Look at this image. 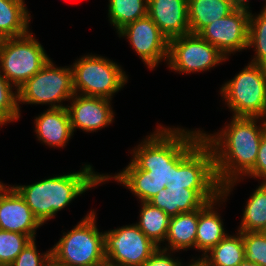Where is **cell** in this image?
<instances>
[{
  "label": "cell",
  "instance_id": "obj_1",
  "mask_svg": "<svg viewBox=\"0 0 266 266\" xmlns=\"http://www.w3.org/2000/svg\"><path fill=\"white\" fill-rule=\"evenodd\" d=\"M203 137L201 130L157 126L131 151L133 158L122 171L104 182L114 179L129 189L140 202H148L161 189L172 183L174 165Z\"/></svg>",
  "mask_w": 266,
  "mask_h": 266
},
{
  "label": "cell",
  "instance_id": "obj_2",
  "mask_svg": "<svg viewBox=\"0 0 266 266\" xmlns=\"http://www.w3.org/2000/svg\"><path fill=\"white\" fill-rule=\"evenodd\" d=\"M258 120L262 121L257 126ZM265 128L264 118L233 116L220 132L202 131L205 142L213 150L216 176L225 196L254 167Z\"/></svg>",
  "mask_w": 266,
  "mask_h": 266
},
{
  "label": "cell",
  "instance_id": "obj_3",
  "mask_svg": "<svg viewBox=\"0 0 266 266\" xmlns=\"http://www.w3.org/2000/svg\"><path fill=\"white\" fill-rule=\"evenodd\" d=\"M93 169L90 164L85 163L81 170L75 173L49 177L30 185L12 187L44 225L79 195L104 183V174H99Z\"/></svg>",
  "mask_w": 266,
  "mask_h": 266
},
{
  "label": "cell",
  "instance_id": "obj_4",
  "mask_svg": "<svg viewBox=\"0 0 266 266\" xmlns=\"http://www.w3.org/2000/svg\"><path fill=\"white\" fill-rule=\"evenodd\" d=\"M51 254L63 266H93L106 261L104 233L96 225V211L91 210L72 230L63 232L51 248Z\"/></svg>",
  "mask_w": 266,
  "mask_h": 266
},
{
  "label": "cell",
  "instance_id": "obj_5",
  "mask_svg": "<svg viewBox=\"0 0 266 266\" xmlns=\"http://www.w3.org/2000/svg\"><path fill=\"white\" fill-rule=\"evenodd\" d=\"M234 117L266 119V66L248 63L220 88Z\"/></svg>",
  "mask_w": 266,
  "mask_h": 266
},
{
  "label": "cell",
  "instance_id": "obj_6",
  "mask_svg": "<svg viewBox=\"0 0 266 266\" xmlns=\"http://www.w3.org/2000/svg\"><path fill=\"white\" fill-rule=\"evenodd\" d=\"M75 94L112 100L128 82L120 65L96 55H85L71 65Z\"/></svg>",
  "mask_w": 266,
  "mask_h": 266
},
{
  "label": "cell",
  "instance_id": "obj_7",
  "mask_svg": "<svg viewBox=\"0 0 266 266\" xmlns=\"http://www.w3.org/2000/svg\"><path fill=\"white\" fill-rule=\"evenodd\" d=\"M50 60L30 32L0 41V72L18 90Z\"/></svg>",
  "mask_w": 266,
  "mask_h": 266
},
{
  "label": "cell",
  "instance_id": "obj_8",
  "mask_svg": "<svg viewBox=\"0 0 266 266\" xmlns=\"http://www.w3.org/2000/svg\"><path fill=\"white\" fill-rule=\"evenodd\" d=\"M74 94L71 66L57 67L50 59L18 89V105L48 104L49 109L62 108L66 107L62 102Z\"/></svg>",
  "mask_w": 266,
  "mask_h": 266
},
{
  "label": "cell",
  "instance_id": "obj_9",
  "mask_svg": "<svg viewBox=\"0 0 266 266\" xmlns=\"http://www.w3.org/2000/svg\"><path fill=\"white\" fill-rule=\"evenodd\" d=\"M228 58L199 34H186L169 40L167 65L178 73L207 71Z\"/></svg>",
  "mask_w": 266,
  "mask_h": 266
},
{
  "label": "cell",
  "instance_id": "obj_10",
  "mask_svg": "<svg viewBox=\"0 0 266 266\" xmlns=\"http://www.w3.org/2000/svg\"><path fill=\"white\" fill-rule=\"evenodd\" d=\"M222 189L212 148L202 137L175 165L172 183L166 188Z\"/></svg>",
  "mask_w": 266,
  "mask_h": 266
},
{
  "label": "cell",
  "instance_id": "obj_11",
  "mask_svg": "<svg viewBox=\"0 0 266 266\" xmlns=\"http://www.w3.org/2000/svg\"><path fill=\"white\" fill-rule=\"evenodd\" d=\"M104 244L106 261L118 266H141L159 248L137 224L105 231Z\"/></svg>",
  "mask_w": 266,
  "mask_h": 266
},
{
  "label": "cell",
  "instance_id": "obj_12",
  "mask_svg": "<svg viewBox=\"0 0 266 266\" xmlns=\"http://www.w3.org/2000/svg\"><path fill=\"white\" fill-rule=\"evenodd\" d=\"M249 6V1H243L228 16L208 24L198 34L227 58L231 53L247 50Z\"/></svg>",
  "mask_w": 266,
  "mask_h": 266
},
{
  "label": "cell",
  "instance_id": "obj_13",
  "mask_svg": "<svg viewBox=\"0 0 266 266\" xmlns=\"http://www.w3.org/2000/svg\"><path fill=\"white\" fill-rule=\"evenodd\" d=\"M117 34L129 40L149 69H154L161 60L168 61L169 40L148 15L127 24Z\"/></svg>",
  "mask_w": 266,
  "mask_h": 266
},
{
  "label": "cell",
  "instance_id": "obj_14",
  "mask_svg": "<svg viewBox=\"0 0 266 266\" xmlns=\"http://www.w3.org/2000/svg\"><path fill=\"white\" fill-rule=\"evenodd\" d=\"M70 101L71 105L66 108L73 133L76 128L84 132H96L109 126L114 120L109 99L74 94Z\"/></svg>",
  "mask_w": 266,
  "mask_h": 266
},
{
  "label": "cell",
  "instance_id": "obj_15",
  "mask_svg": "<svg viewBox=\"0 0 266 266\" xmlns=\"http://www.w3.org/2000/svg\"><path fill=\"white\" fill-rule=\"evenodd\" d=\"M42 226L25 200L11 186L0 187V229L28 235L36 239V230Z\"/></svg>",
  "mask_w": 266,
  "mask_h": 266
},
{
  "label": "cell",
  "instance_id": "obj_16",
  "mask_svg": "<svg viewBox=\"0 0 266 266\" xmlns=\"http://www.w3.org/2000/svg\"><path fill=\"white\" fill-rule=\"evenodd\" d=\"M147 15L168 40L191 33L188 0H148Z\"/></svg>",
  "mask_w": 266,
  "mask_h": 266
},
{
  "label": "cell",
  "instance_id": "obj_17",
  "mask_svg": "<svg viewBox=\"0 0 266 266\" xmlns=\"http://www.w3.org/2000/svg\"><path fill=\"white\" fill-rule=\"evenodd\" d=\"M34 124L38 140L50 147L64 148L74 134L66 107L48 108L35 118Z\"/></svg>",
  "mask_w": 266,
  "mask_h": 266
},
{
  "label": "cell",
  "instance_id": "obj_18",
  "mask_svg": "<svg viewBox=\"0 0 266 266\" xmlns=\"http://www.w3.org/2000/svg\"><path fill=\"white\" fill-rule=\"evenodd\" d=\"M227 196L223 193L215 200L206 202L199 209L195 249L202 251V257L215 247L228 233H225L223 219L217 212L216 204L225 202ZM220 200V201H219Z\"/></svg>",
  "mask_w": 266,
  "mask_h": 266
},
{
  "label": "cell",
  "instance_id": "obj_19",
  "mask_svg": "<svg viewBox=\"0 0 266 266\" xmlns=\"http://www.w3.org/2000/svg\"><path fill=\"white\" fill-rule=\"evenodd\" d=\"M242 0H188L189 27L198 34L205 26L232 13Z\"/></svg>",
  "mask_w": 266,
  "mask_h": 266
},
{
  "label": "cell",
  "instance_id": "obj_20",
  "mask_svg": "<svg viewBox=\"0 0 266 266\" xmlns=\"http://www.w3.org/2000/svg\"><path fill=\"white\" fill-rule=\"evenodd\" d=\"M198 216L199 209L172 216L165 239L168 245L162 246L163 249L170 250L172 253L189 248L195 249Z\"/></svg>",
  "mask_w": 266,
  "mask_h": 266
},
{
  "label": "cell",
  "instance_id": "obj_21",
  "mask_svg": "<svg viewBox=\"0 0 266 266\" xmlns=\"http://www.w3.org/2000/svg\"><path fill=\"white\" fill-rule=\"evenodd\" d=\"M30 19L24 0H0V39L27 34Z\"/></svg>",
  "mask_w": 266,
  "mask_h": 266
},
{
  "label": "cell",
  "instance_id": "obj_22",
  "mask_svg": "<svg viewBox=\"0 0 266 266\" xmlns=\"http://www.w3.org/2000/svg\"><path fill=\"white\" fill-rule=\"evenodd\" d=\"M236 234H227L203 256L210 266H236L245 259L242 234L240 231Z\"/></svg>",
  "mask_w": 266,
  "mask_h": 266
},
{
  "label": "cell",
  "instance_id": "obj_23",
  "mask_svg": "<svg viewBox=\"0 0 266 266\" xmlns=\"http://www.w3.org/2000/svg\"><path fill=\"white\" fill-rule=\"evenodd\" d=\"M141 205L140 219L136 224L149 239L161 247L167 237L171 217L149 202H141Z\"/></svg>",
  "mask_w": 266,
  "mask_h": 266
},
{
  "label": "cell",
  "instance_id": "obj_24",
  "mask_svg": "<svg viewBox=\"0 0 266 266\" xmlns=\"http://www.w3.org/2000/svg\"><path fill=\"white\" fill-rule=\"evenodd\" d=\"M237 231L263 232L266 229V183H260L246 202Z\"/></svg>",
  "mask_w": 266,
  "mask_h": 266
},
{
  "label": "cell",
  "instance_id": "obj_25",
  "mask_svg": "<svg viewBox=\"0 0 266 266\" xmlns=\"http://www.w3.org/2000/svg\"><path fill=\"white\" fill-rule=\"evenodd\" d=\"M148 0H109L108 18L118 32L127 24L147 16Z\"/></svg>",
  "mask_w": 266,
  "mask_h": 266
},
{
  "label": "cell",
  "instance_id": "obj_26",
  "mask_svg": "<svg viewBox=\"0 0 266 266\" xmlns=\"http://www.w3.org/2000/svg\"><path fill=\"white\" fill-rule=\"evenodd\" d=\"M166 189L174 193L175 216L200 209L206 202H211L222 194V189H185L183 187Z\"/></svg>",
  "mask_w": 266,
  "mask_h": 266
},
{
  "label": "cell",
  "instance_id": "obj_27",
  "mask_svg": "<svg viewBox=\"0 0 266 266\" xmlns=\"http://www.w3.org/2000/svg\"><path fill=\"white\" fill-rule=\"evenodd\" d=\"M251 47L255 49L251 63L266 66V5L256 16L250 10L248 48Z\"/></svg>",
  "mask_w": 266,
  "mask_h": 266
},
{
  "label": "cell",
  "instance_id": "obj_28",
  "mask_svg": "<svg viewBox=\"0 0 266 266\" xmlns=\"http://www.w3.org/2000/svg\"><path fill=\"white\" fill-rule=\"evenodd\" d=\"M0 72V127L20 118L18 90ZM15 90V91H13Z\"/></svg>",
  "mask_w": 266,
  "mask_h": 266
},
{
  "label": "cell",
  "instance_id": "obj_29",
  "mask_svg": "<svg viewBox=\"0 0 266 266\" xmlns=\"http://www.w3.org/2000/svg\"><path fill=\"white\" fill-rule=\"evenodd\" d=\"M31 240L28 235L0 229V266H10Z\"/></svg>",
  "mask_w": 266,
  "mask_h": 266
},
{
  "label": "cell",
  "instance_id": "obj_30",
  "mask_svg": "<svg viewBox=\"0 0 266 266\" xmlns=\"http://www.w3.org/2000/svg\"><path fill=\"white\" fill-rule=\"evenodd\" d=\"M245 259L266 266V234L264 232H241Z\"/></svg>",
  "mask_w": 266,
  "mask_h": 266
},
{
  "label": "cell",
  "instance_id": "obj_31",
  "mask_svg": "<svg viewBox=\"0 0 266 266\" xmlns=\"http://www.w3.org/2000/svg\"><path fill=\"white\" fill-rule=\"evenodd\" d=\"M36 239L31 240L10 266H42L51 255V249L43 254L37 251Z\"/></svg>",
  "mask_w": 266,
  "mask_h": 266
},
{
  "label": "cell",
  "instance_id": "obj_32",
  "mask_svg": "<svg viewBox=\"0 0 266 266\" xmlns=\"http://www.w3.org/2000/svg\"><path fill=\"white\" fill-rule=\"evenodd\" d=\"M245 176L259 178L262 183H266V128L263 130L255 165Z\"/></svg>",
  "mask_w": 266,
  "mask_h": 266
},
{
  "label": "cell",
  "instance_id": "obj_33",
  "mask_svg": "<svg viewBox=\"0 0 266 266\" xmlns=\"http://www.w3.org/2000/svg\"><path fill=\"white\" fill-rule=\"evenodd\" d=\"M152 206L163 210L170 217L175 216L174 193L161 189L155 196L148 201Z\"/></svg>",
  "mask_w": 266,
  "mask_h": 266
},
{
  "label": "cell",
  "instance_id": "obj_34",
  "mask_svg": "<svg viewBox=\"0 0 266 266\" xmlns=\"http://www.w3.org/2000/svg\"><path fill=\"white\" fill-rule=\"evenodd\" d=\"M171 251L159 247L141 266H181V260L171 257Z\"/></svg>",
  "mask_w": 266,
  "mask_h": 266
},
{
  "label": "cell",
  "instance_id": "obj_35",
  "mask_svg": "<svg viewBox=\"0 0 266 266\" xmlns=\"http://www.w3.org/2000/svg\"><path fill=\"white\" fill-rule=\"evenodd\" d=\"M192 262L187 264V266H210V264L203 258V257H199L197 260H195L194 258H192ZM181 266H186V265H181Z\"/></svg>",
  "mask_w": 266,
  "mask_h": 266
},
{
  "label": "cell",
  "instance_id": "obj_36",
  "mask_svg": "<svg viewBox=\"0 0 266 266\" xmlns=\"http://www.w3.org/2000/svg\"><path fill=\"white\" fill-rule=\"evenodd\" d=\"M42 266H63L52 254L46 259Z\"/></svg>",
  "mask_w": 266,
  "mask_h": 266
},
{
  "label": "cell",
  "instance_id": "obj_37",
  "mask_svg": "<svg viewBox=\"0 0 266 266\" xmlns=\"http://www.w3.org/2000/svg\"><path fill=\"white\" fill-rule=\"evenodd\" d=\"M236 266H261V265L255 263V262H249L246 259H244L241 263H239Z\"/></svg>",
  "mask_w": 266,
  "mask_h": 266
},
{
  "label": "cell",
  "instance_id": "obj_38",
  "mask_svg": "<svg viewBox=\"0 0 266 266\" xmlns=\"http://www.w3.org/2000/svg\"><path fill=\"white\" fill-rule=\"evenodd\" d=\"M100 266H118V265H114L105 261L104 263L100 264Z\"/></svg>",
  "mask_w": 266,
  "mask_h": 266
}]
</instances>
